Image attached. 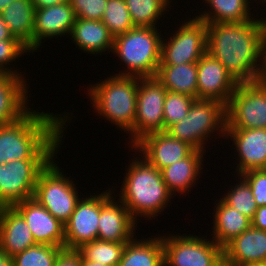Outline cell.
Instances as JSON below:
<instances>
[{
  "label": "cell",
  "mask_w": 266,
  "mask_h": 266,
  "mask_svg": "<svg viewBox=\"0 0 266 266\" xmlns=\"http://www.w3.org/2000/svg\"><path fill=\"white\" fill-rule=\"evenodd\" d=\"M65 114L29 109L18 120L1 124L0 164L15 160H52L59 153L64 130L71 120V115Z\"/></svg>",
  "instance_id": "obj_1"
},
{
  "label": "cell",
  "mask_w": 266,
  "mask_h": 266,
  "mask_svg": "<svg viewBox=\"0 0 266 266\" xmlns=\"http://www.w3.org/2000/svg\"><path fill=\"white\" fill-rule=\"evenodd\" d=\"M265 33L260 19L241 23H207V52L238 82L257 78Z\"/></svg>",
  "instance_id": "obj_2"
},
{
  "label": "cell",
  "mask_w": 266,
  "mask_h": 266,
  "mask_svg": "<svg viewBox=\"0 0 266 266\" xmlns=\"http://www.w3.org/2000/svg\"><path fill=\"white\" fill-rule=\"evenodd\" d=\"M140 154L126 168L119 200L137 221L139 217L151 219L163 214L173 195L163 181L161 171ZM162 213V214H161ZM138 217V218H137Z\"/></svg>",
  "instance_id": "obj_3"
},
{
  "label": "cell",
  "mask_w": 266,
  "mask_h": 266,
  "mask_svg": "<svg viewBox=\"0 0 266 266\" xmlns=\"http://www.w3.org/2000/svg\"><path fill=\"white\" fill-rule=\"evenodd\" d=\"M114 74L92 83L87 94L98 116H103L128 134L135 123L138 77Z\"/></svg>",
  "instance_id": "obj_4"
},
{
  "label": "cell",
  "mask_w": 266,
  "mask_h": 266,
  "mask_svg": "<svg viewBox=\"0 0 266 266\" xmlns=\"http://www.w3.org/2000/svg\"><path fill=\"white\" fill-rule=\"evenodd\" d=\"M157 27L135 26L114 37L112 52L125 64L118 75L153 77L161 62L162 38ZM160 33V34H159Z\"/></svg>",
  "instance_id": "obj_5"
},
{
  "label": "cell",
  "mask_w": 266,
  "mask_h": 266,
  "mask_svg": "<svg viewBox=\"0 0 266 266\" xmlns=\"http://www.w3.org/2000/svg\"><path fill=\"white\" fill-rule=\"evenodd\" d=\"M166 132L195 150L206 152L208 138H213L215 133L219 138L225 136L226 105L217 100L195 99L187 115Z\"/></svg>",
  "instance_id": "obj_6"
},
{
  "label": "cell",
  "mask_w": 266,
  "mask_h": 266,
  "mask_svg": "<svg viewBox=\"0 0 266 266\" xmlns=\"http://www.w3.org/2000/svg\"><path fill=\"white\" fill-rule=\"evenodd\" d=\"M55 158L57 156L39 174L33 198L53 217L65 224L81 198L75 181L65 176L67 174L56 164Z\"/></svg>",
  "instance_id": "obj_7"
},
{
  "label": "cell",
  "mask_w": 266,
  "mask_h": 266,
  "mask_svg": "<svg viewBox=\"0 0 266 266\" xmlns=\"http://www.w3.org/2000/svg\"><path fill=\"white\" fill-rule=\"evenodd\" d=\"M162 235L164 266H224L223 247L201 235Z\"/></svg>",
  "instance_id": "obj_8"
},
{
  "label": "cell",
  "mask_w": 266,
  "mask_h": 266,
  "mask_svg": "<svg viewBox=\"0 0 266 266\" xmlns=\"http://www.w3.org/2000/svg\"><path fill=\"white\" fill-rule=\"evenodd\" d=\"M166 88L156 78L138 77L137 106L134 127L128 132L133 147L144 136L164 131V101Z\"/></svg>",
  "instance_id": "obj_9"
},
{
  "label": "cell",
  "mask_w": 266,
  "mask_h": 266,
  "mask_svg": "<svg viewBox=\"0 0 266 266\" xmlns=\"http://www.w3.org/2000/svg\"><path fill=\"white\" fill-rule=\"evenodd\" d=\"M266 129V87L239 83L226 105V129Z\"/></svg>",
  "instance_id": "obj_10"
},
{
  "label": "cell",
  "mask_w": 266,
  "mask_h": 266,
  "mask_svg": "<svg viewBox=\"0 0 266 266\" xmlns=\"http://www.w3.org/2000/svg\"><path fill=\"white\" fill-rule=\"evenodd\" d=\"M173 36L162 38L161 62L159 65L196 63L207 52V23L197 18L177 27ZM166 40V41H165Z\"/></svg>",
  "instance_id": "obj_11"
},
{
  "label": "cell",
  "mask_w": 266,
  "mask_h": 266,
  "mask_svg": "<svg viewBox=\"0 0 266 266\" xmlns=\"http://www.w3.org/2000/svg\"><path fill=\"white\" fill-rule=\"evenodd\" d=\"M51 160H15L0 165V207L33 198L41 171Z\"/></svg>",
  "instance_id": "obj_12"
},
{
  "label": "cell",
  "mask_w": 266,
  "mask_h": 266,
  "mask_svg": "<svg viewBox=\"0 0 266 266\" xmlns=\"http://www.w3.org/2000/svg\"><path fill=\"white\" fill-rule=\"evenodd\" d=\"M108 189L100 193V216L98 222V240L118 243H128L136 236L137 221L118 199ZM115 196V197H114Z\"/></svg>",
  "instance_id": "obj_13"
},
{
  "label": "cell",
  "mask_w": 266,
  "mask_h": 266,
  "mask_svg": "<svg viewBox=\"0 0 266 266\" xmlns=\"http://www.w3.org/2000/svg\"><path fill=\"white\" fill-rule=\"evenodd\" d=\"M238 84L208 52L197 62V99L217 100L227 105Z\"/></svg>",
  "instance_id": "obj_14"
},
{
  "label": "cell",
  "mask_w": 266,
  "mask_h": 266,
  "mask_svg": "<svg viewBox=\"0 0 266 266\" xmlns=\"http://www.w3.org/2000/svg\"><path fill=\"white\" fill-rule=\"evenodd\" d=\"M81 198L70 219L64 224V249L77 250L82 245L98 238L100 194Z\"/></svg>",
  "instance_id": "obj_15"
},
{
  "label": "cell",
  "mask_w": 266,
  "mask_h": 266,
  "mask_svg": "<svg viewBox=\"0 0 266 266\" xmlns=\"http://www.w3.org/2000/svg\"><path fill=\"white\" fill-rule=\"evenodd\" d=\"M129 148L134 149L137 154L140 153V156L158 170L184 159L195 150L189 144L171 137L166 131L148 134Z\"/></svg>",
  "instance_id": "obj_16"
},
{
  "label": "cell",
  "mask_w": 266,
  "mask_h": 266,
  "mask_svg": "<svg viewBox=\"0 0 266 266\" xmlns=\"http://www.w3.org/2000/svg\"><path fill=\"white\" fill-rule=\"evenodd\" d=\"M13 207L25 219L37 244L64 248V224L53 217L44 206L34 198H30L15 204Z\"/></svg>",
  "instance_id": "obj_17"
},
{
  "label": "cell",
  "mask_w": 266,
  "mask_h": 266,
  "mask_svg": "<svg viewBox=\"0 0 266 266\" xmlns=\"http://www.w3.org/2000/svg\"><path fill=\"white\" fill-rule=\"evenodd\" d=\"M224 138H230L238 154L236 176L249 170L266 169V129H226Z\"/></svg>",
  "instance_id": "obj_18"
},
{
  "label": "cell",
  "mask_w": 266,
  "mask_h": 266,
  "mask_svg": "<svg viewBox=\"0 0 266 266\" xmlns=\"http://www.w3.org/2000/svg\"><path fill=\"white\" fill-rule=\"evenodd\" d=\"M76 17L69 2L35 10L33 52L40 49L43 40L70 36Z\"/></svg>",
  "instance_id": "obj_19"
},
{
  "label": "cell",
  "mask_w": 266,
  "mask_h": 266,
  "mask_svg": "<svg viewBox=\"0 0 266 266\" xmlns=\"http://www.w3.org/2000/svg\"><path fill=\"white\" fill-rule=\"evenodd\" d=\"M224 266L266 262V231L250 226L223 247Z\"/></svg>",
  "instance_id": "obj_20"
},
{
  "label": "cell",
  "mask_w": 266,
  "mask_h": 266,
  "mask_svg": "<svg viewBox=\"0 0 266 266\" xmlns=\"http://www.w3.org/2000/svg\"><path fill=\"white\" fill-rule=\"evenodd\" d=\"M36 244L23 216L13 206L0 207V250L13 257Z\"/></svg>",
  "instance_id": "obj_21"
},
{
  "label": "cell",
  "mask_w": 266,
  "mask_h": 266,
  "mask_svg": "<svg viewBox=\"0 0 266 266\" xmlns=\"http://www.w3.org/2000/svg\"><path fill=\"white\" fill-rule=\"evenodd\" d=\"M25 78L0 72V125L18 120L30 109Z\"/></svg>",
  "instance_id": "obj_22"
},
{
  "label": "cell",
  "mask_w": 266,
  "mask_h": 266,
  "mask_svg": "<svg viewBox=\"0 0 266 266\" xmlns=\"http://www.w3.org/2000/svg\"><path fill=\"white\" fill-rule=\"evenodd\" d=\"M205 152L194 150L190 155L161 169L163 181L173 196L190 194V189L197 185L204 166ZM202 165V166H201ZM177 192V193H176ZM186 193V194H185Z\"/></svg>",
  "instance_id": "obj_23"
},
{
  "label": "cell",
  "mask_w": 266,
  "mask_h": 266,
  "mask_svg": "<svg viewBox=\"0 0 266 266\" xmlns=\"http://www.w3.org/2000/svg\"><path fill=\"white\" fill-rule=\"evenodd\" d=\"M70 39L78 49L94 54L112 52L114 36L101 20L76 18L70 34Z\"/></svg>",
  "instance_id": "obj_24"
},
{
  "label": "cell",
  "mask_w": 266,
  "mask_h": 266,
  "mask_svg": "<svg viewBox=\"0 0 266 266\" xmlns=\"http://www.w3.org/2000/svg\"><path fill=\"white\" fill-rule=\"evenodd\" d=\"M35 10L32 0H14L0 14L13 37L33 53Z\"/></svg>",
  "instance_id": "obj_25"
},
{
  "label": "cell",
  "mask_w": 266,
  "mask_h": 266,
  "mask_svg": "<svg viewBox=\"0 0 266 266\" xmlns=\"http://www.w3.org/2000/svg\"><path fill=\"white\" fill-rule=\"evenodd\" d=\"M214 205L213 227L211 238L224 247L234 237L241 235L251 226V220L228 206L221 198Z\"/></svg>",
  "instance_id": "obj_26"
},
{
  "label": "cell",
  "mask_w": 266,
  "mask_h": 266,
  "mask_svg": "<svg viewBox=\"0 0 266 266\" xmlns=\"http://www.w3.org/2000/svg\"><path fill=\"white\" fill-rule=\"evenodd\" d=\"M136 237L126 243L118 266H164L162 236L142 240Z\"/></svg>",
  "instance_id": "obj_27"
},
{
  "label": "cell",
  "mask_w": 266,
  "mask_h": 266,
  "mask_svg": "<svg viewBox=\"0 0 266 266\" xmlns=\"http://www.w3.org/2000/svg\"><path fill=\"white\" fill-rule=\"evenodd\" d=\"M156 78L167 91L197 99V62L180 65H159Z\"/></svg>",
  "instance_id": "obj_28"
},
{
  "label": "cell",
  "mask_w": 266,
  "mask_h": 266,
  "mask_svg": "<svg viewBox=\"0 0 266 266\" xmlns=\"http://www.w3.org/2000/svg\"><path fill=\"white\" fill-rule=\"evenodd\" d=\"M210 10L195 18L206 23H241L252 19L251 0H204ZM253 1V0H252ZM199 15V16H198ZM252 15V16H251Z\"/></svg>",
  "instance_id": "obj_29"
},
{
  "label": "cell",
  "mask_w": 266,
  "mask_h": 266,
  "mask_svg": "<svg viewBox=\"0 0 266 266\" xmlns=\"http://www.w3.org/2000/svg\"><path fill=\"white\" fill-rule=\"evenodd\" d=\"M171 2L172 0H125L134 26L140 27H157L160 17L171 11Z\"/></svg>",
  "instance_id": "obj_30"
},
{
  "label": "cell",
  "mask_w": 266,
  "mask_h": 266,
  "mask_svg": "<svg viewBox=\"0 0 266 266\" xmlns=\"http://www.w3.org/2000/svg\"><path fill=\"white\" fill-rule=\"evenodd\" d=\"M126 243L94 240L82 245L77 251L91 262L101 263L104 266H118Z\"/></svg>",
  "instance_id": "obj_31"
},
{
  "label": "cell",
  "mask_w": 266,
  "mask_h": 266,
  "mask_svg": "<svg viewBox=\"0 0 266 266\" xmlns=\"http://www.w3.org/2000/svg\"><path fill=\"white\" fill-rule=\"evenodd\" d=\"M238 177L240 178V180L238 178V184H234L220 198L228 206L235 208L239 213L252 220L258 206L253 198L252 190L248 182L241 175Z\"/></svg>",
  "instance_id": "obj_32"
},
{
  "label": "cell",
  "mask_w": 266,
  "mask_h": 266,
  "mask_svg": "<svg viewBox=\"0 0 266 266\" xmlns=\"http://www.w3.org/2000/svg\"><path fill=\"white\" fill-rule=\"evenodd\" d=\"M101 21L114 37L135 27L125 0H107Z\"/></svg>",
  "instance_id": "obj_33"
},
{
  "label": "cell",
  "mask_w": 266,
  "mask_h": 266,
  "mask_svg": "<svg viewBox=\"0 0 266 266\" xmlns=\"http://www.w3.org/2000/svg\"><path fill=\"white\" fill-rule=\"evenodd\" d=\"M62 247L36 244L13 256V266H54Z\"/></svg>",
  "instance_id": "obj_34"
},
{
  "label": "cell",
  "mask_w": 266,
  "mask_h": 266,
  "mask_svg": "<svg viewBox=\"0 0 266 266\" xmlns=\"http://www.w3.org/2000/svg\"><path fill=\"white\" fill-rule=\"evenodd\" d=\"M194 100L188 95L167 91L163 111L164 131L187 115Z\"/></svg>",
  "instance_id": "obj_35"
},
{
  "label": "cell",
  "mask_w": 266,
  "mask_h": 266,
  "mask_svg": "<svg viewBox=\"0 0 266 266\" xmlns=\"http://www.w3.org/2000/svg\"><path fill=\"white\" fill-rule=\"evenodd\" d=\"M24 53L29 54L30 51L18 39L0 41V72L25 77L24 74L19 73V70H14L11 66L8 67L11 65L10 63L22 57Z\"/></svg>",
  "instance_id": "obj_36"
},
{
  "label": "cell",
  "mask_w": 266,
  "mask_h": 266,
  "mask_svg": "<svg viewBox=\"0 0 266 266\" xmlns=\"http://www.w3.org/2000/svg\"><path fill=\"white\" fill-rule=\"evenodd\" d=\"M76 18L102 20L107 0H69Z\"/></svg>",
  "instance_id": "obj_37"
},
{
  "label": "cell",
  "mask_w": 266,
  "mask_h": 266,
  "mask_svg": "<svg viewBox=\"0 0 266 266\" xmlns=\"http://www.w3.org/2000/svg\"><path fill=\"white\" fill-rule=\"evenodd\" d=\"M250 185L257 206L266 205V169L249 170L241 175Z\"/></svg>",
  "instance_id": "obj_38"
},
{
  "label": "cell",
  "mask_w": 266,
  "mask_h": 266,
  "mask_svg": "<svg viewBox=\"0 0 266 266\" xmlns=\"http://www.w3.org/2000/svg\"><path fill=\"white\" fill-rule=\"evenodd\" d=\"M54 266H80V253L77 250L63 249Z\"/></svg>",
  "instance_id": "obj_39"
},
{
  "label": "cell",
  "mask_w": 266,
  "mask_h": 266,
  "mask_svg": "<svg viewBox=\"0 0 266 266\" xmlns=\"http://www.w3.org/2000/svg\"><path fill=\"white\" fill-rule=\"evenodd\" d=\"M251 226L266 231V205L258 207L251 220Z\"/></svg>",
  "instance_id": "obj_40"
},
{
  "label": "cell",
  "mask_w": 266,
  "mask_h": 266,
  "mask_svg": "<svg viewBox=\"0 0 266 266\" xmlns=\"http://www.w3.org/2000/svg\"><path fill=\"white\" fill-rule=\"evenodd\" d=\"M255 81L266 87V36L262 45L260 69Z\"/></svg>",
  "instance_id": "obj_41"
},
{
  "label": "cell",
  "mask_w": 266,
  "mask_h": 266,
  "mask_svg": "<svg viewBox=\"0 0 266 266\" xmlns=\"http://www.w3.org/2000/svg\"><path fill=\"white\" fill-rule=\"evenodd\" d=\"M69 0H32L34 7L36 9H41L44 7H49L57 4H61L64 2H68Z\"/></svg>",
  "instance_id": "obj_42"
},
{
  "label": "cell",
  "mask_w": 266,
  "mask_h": 266,
  "mask_svg": "<svg viewBox=\"0 0 266 266\" xmlns=\"http://www.w3.org/2000/svg\"><path fill=\"white\" fill-rule=\"evenodd\" d=\"M7 39H17L13 37L10 30L8 29L6 23L3 21L2 16L0 14V41Z\"/></svg>",
  "instance_id": "obj_43"
},
{
  "label": "cell",
  "mask_w": 266,
  "mask_h": 266,
  "mask_svg": "<svg viewBox=\"0 0 266 266\" xmlns=\"http://www.w3.org/2000/svg\"><path fill=\"white\" fill-rule=\"evenodd\" d=\"M0 266H13V257L0 250Z\"/></svg>",
  "instance_id": "obj_44"
},
{
  "label": "cell",
  "mask_w": 266,
  "mask_h": 266,
  "mask_svg": "<svg viewBox=\"0 0 266 266\" xmlns=\"http://www.w3.org/2000/svg\"><path fill=\"white\" fill-rule=\"evenodd\" d=\"M80 266H104V265L101 263L88 261L80 255Z\"/></svg>",
  "instance_id": "obj_45"
},
{
  "label": "cell",
  "mask_w": 266,
  "mask_h": 266,
  "mask_svg": "<svg viewBox=\"0 0 266 266\" xmlns=\"http://www.w3.org/2000/svg\"><path fill=\"white\" fill-rule=\"evenodd\" d=\"M261 2V4H266V0H260ZM265 12H266V7H265ZM261 15V18H260V20H261V22H262V28H263V30H264V33H265V36H266V17H262V14H260Z\"/></svg>",
  "instance_id": "obj_46"
},
{
  "label": "cell",
  "mask_w": 266,
  "mask_h": 266,
  "mask_svg": "<svg viewBox=\"0 0 266 266\" xmlns=\"http://www.w3.org/2000/svg\"><path fill=\"white\" fill-rule=\"evenodd\" d=\"M14 0H0V13Z\"/></svg>",
  "instance_id": "obj_47"
},
{
  "label": "cell",
  "mask_w": 266,
  "mask_h": 266,
  "mask_svg": "<svg viewBox=\"0 0 266 266\" xmlns=\"http://www.w3.org/2000/svg\"><path fill=\"white\" fill-rule=\"evenodd\" d=\"M243 266H266V262H263V263H255V264H247V265H243Z\"/></svg>",
  "instance_id": "obj_48"
}]
</instances>
